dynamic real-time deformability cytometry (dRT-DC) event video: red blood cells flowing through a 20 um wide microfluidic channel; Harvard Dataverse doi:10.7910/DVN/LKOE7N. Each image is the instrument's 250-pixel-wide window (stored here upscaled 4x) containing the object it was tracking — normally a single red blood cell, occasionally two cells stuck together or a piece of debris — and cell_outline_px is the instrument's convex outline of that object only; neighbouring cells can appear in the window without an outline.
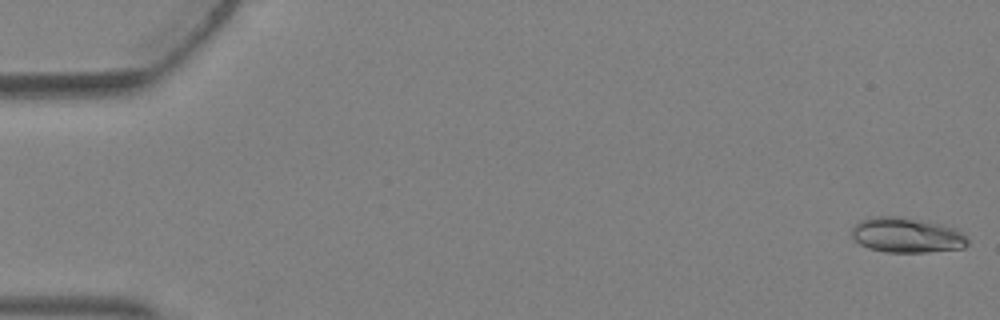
{"species": "Egyptian fruit bat (a non-hibernating species)", "species_latin": "Rousettus aegyptiacus", "temperature_condition": "warm", "stored_images_in_passage": 2, "segment_of_instrument_passage": [2, 2], "camera_frame_rate_fps": 3000, "um_per_image_px": 0.085, "animal": {"sex": "female"}, "frame": {"image": 1, "passage_image": 2, "time_ms": 0.333, "image_size_px": [1000, 320], "cell_outline_px": [[968, 244], [964, 248], [928, 252], [884, 252], [868, 248], [860, 244], [852, 236], [852, 228], [860, 220], [876, 216], [896, 216], [920, 220], [960, 228], [964, 232], [968, 240]], "centroid_in_image_um": [77.12, 19.99], "position_along_channel_um": 7.9, "area_um2": 23.87}}